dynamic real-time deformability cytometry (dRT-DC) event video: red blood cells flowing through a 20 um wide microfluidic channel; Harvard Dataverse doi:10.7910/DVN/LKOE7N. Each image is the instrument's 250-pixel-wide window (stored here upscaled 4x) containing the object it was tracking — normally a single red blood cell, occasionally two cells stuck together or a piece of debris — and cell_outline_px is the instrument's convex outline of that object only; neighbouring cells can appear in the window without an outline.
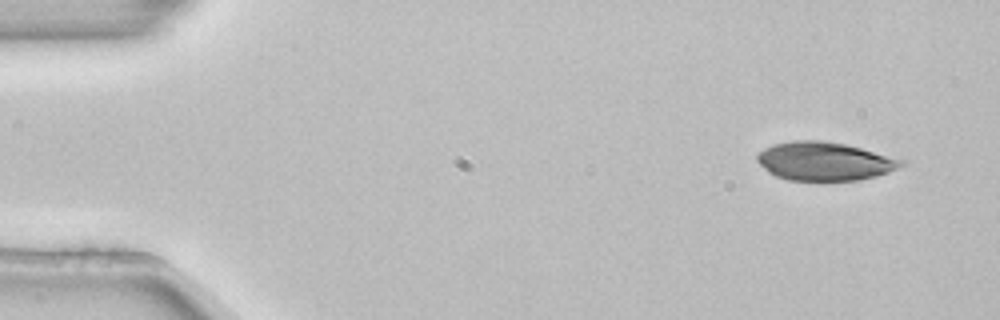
{"species": "common noctule bat (a hibernating species)", "species_latin": "Nyctalus noctula", "temperature_condition": "room temperature", "stored_images_in_passage": 3, "camera_frame_rate_fps": 3000, "um_per_image_px": 0.085, "animal": {"sex": "female", "body_mass_g": 22.7, "forearm_length_mm": 54.2}, "frame": {"image": 1, "passage_image": 1, "time_ms": 0.0, "image_size_px": [1000, 320], "cell_outline_px": [[904, 164], [888, 172], [876, 176], [860, 180], [788, 180], [776, 176], [768, 172], [756, 160], [756, 156], [764, 148], [772, 144], [792, 140], [820, 140], [844, 144], [860, 148], [904, 160]], "centroid_in_image_um": [70.03, 13.7], "position_along_channel_um": 15.0, "area_um2": 32.08}}